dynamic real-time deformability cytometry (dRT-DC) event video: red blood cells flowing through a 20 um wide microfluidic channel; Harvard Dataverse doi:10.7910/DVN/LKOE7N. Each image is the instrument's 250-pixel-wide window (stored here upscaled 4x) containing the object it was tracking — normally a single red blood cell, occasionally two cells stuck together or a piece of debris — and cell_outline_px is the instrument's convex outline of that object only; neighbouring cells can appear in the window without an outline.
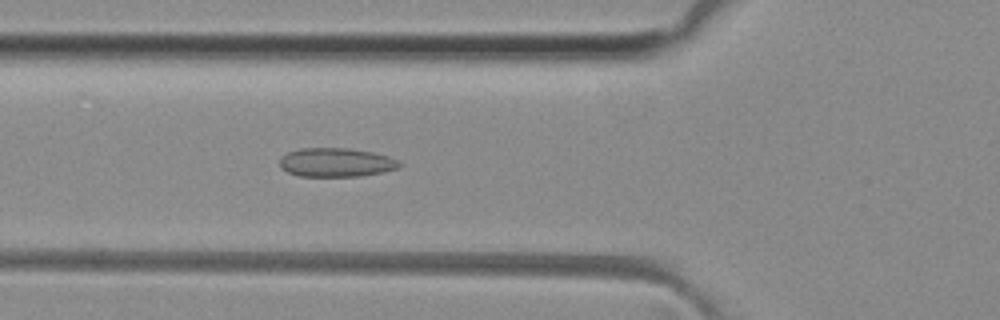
{"species": "common noctule bat (a hibernating species)", "species_latin": "Nyctalus noctula", "temperature_condition": "room temperature", "stored_images_in_passage": 50, "camera_frame_rate_fps": 3000, "um_per_image_px": 0.085, "animal": {"sex": "female", "body_mass_g": 29.2, "forearm_length_mm": 56.3}, "frame": {"image": 1, "passage_image": 18, "time_ms": 5.667, "image_size_px": [1000, 320], "cell_outline_px": [[400, 168], [384, 172], [360, 176], [300, 176], [288, 172], [280, 168], [280, 156], [288, 152], [300, 148], [348, 148], [372, 152], [388, 156], [400, 160]], "centroid_in_image_um": [28.58, 13.8], "position_along_channel_um": 97.2, "area_um2": 20.29}}
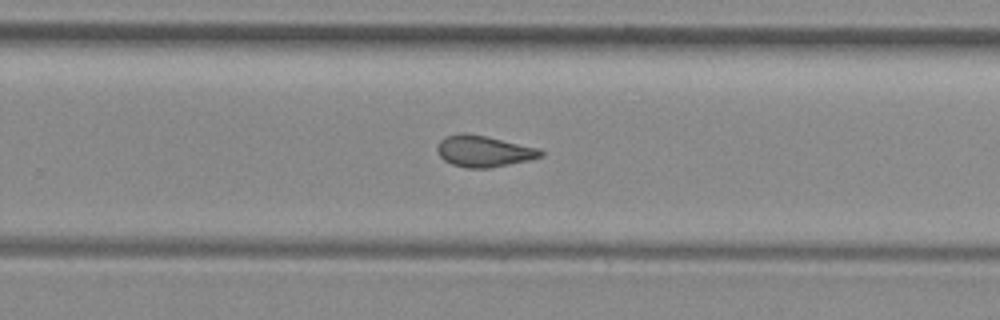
{"frame": {"image": 2, "passage_image": 32, "time_ms": 10.333, "image_size_px": [1000, 320], "cell_outline_px": [[544, 156], [528, 160], [488, 168], [468, 168], [452, 164], [444, 160], [440, 156], [436, 148], [440, 140], [444, 136], [460, 132], [468, 132], [540, 148], [544, 152]], "centroid_in_image_um": [41.11, 12.83], "position_along_channel_um": 288.7, "area_um2": 19.02}}
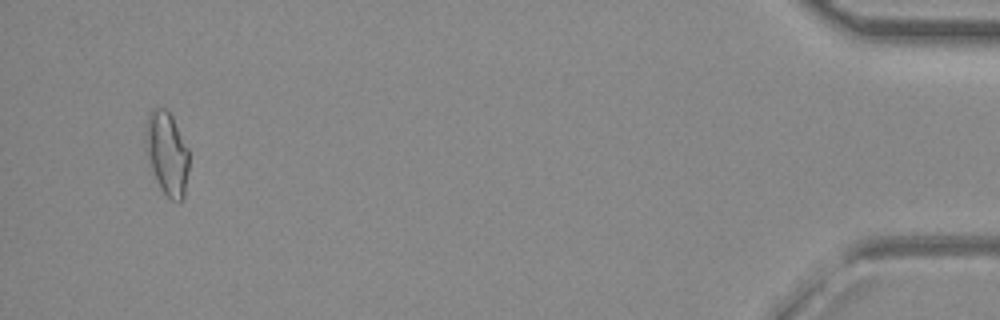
{"frame": {"image": 3, "passage_image": 48, "time_ms": 15.667, "image_size_px": [1000, 320], "cell_outline_px": [[188, 172], [184, 196], [180, 200], [172, 200], [160, 188], [148, 160], [144, 140], [144, 128], [148, 112], [152, 108], [164, 108], [172, 116], [188, 148]], "centroid_in_image_um": [14.16, 12.98], "position_along_channel_um": 421.0, "area_um2": 21.1}, "authors_computed_cell_mechanics": {"area_um2": 19.5942, "velocity_mm_per_s": 4.0982, "shape_relaxation_time_tau1_ms": null, "shape_relaxation_time_tau2_ms": 1.5877, "deformation_change_tau1": null, "deformation_change_tau2": 0.0569}}